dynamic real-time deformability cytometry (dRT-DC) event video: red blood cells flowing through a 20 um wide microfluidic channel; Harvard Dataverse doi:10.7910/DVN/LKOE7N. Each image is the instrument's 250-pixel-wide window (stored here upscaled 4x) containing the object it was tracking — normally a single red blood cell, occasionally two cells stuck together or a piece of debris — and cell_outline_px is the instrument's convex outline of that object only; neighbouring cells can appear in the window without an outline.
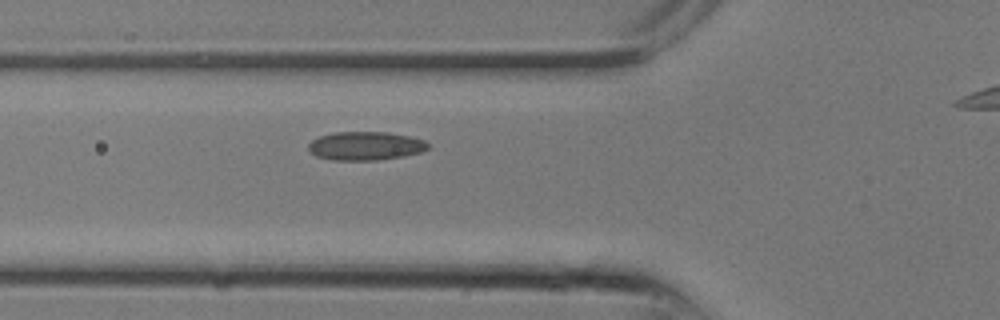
{"species": "common noctule bat (a hibernating species)", "species_latin": "Nyctalus noctula", "temperature_condition": "room temperature", "stored_images_in_passage": 9, "camera_frame_rate_fps": 3000, "um_per_image_px": 0.085, "animal": {"sex": "male", "body_mass_g": 13.3}, "frame": {"image": 1, "passage_image": 9, "time_ms": 2.667, "image_size_px": [1000, 320], "cell_outline_px": [[428, 148], [420, 152], [404, 156], [380, 160], [332, 160], [316, 156], [308, 152], [308, 144], [312, 140], [320, 136], [336, 132], [388, 132], [412, 136], [424, 140], [428, 144]], "centroid_in_image_um": [31.05, 12.4], "position_along_channel_um": 94.7, "area_um2": 20.06}}